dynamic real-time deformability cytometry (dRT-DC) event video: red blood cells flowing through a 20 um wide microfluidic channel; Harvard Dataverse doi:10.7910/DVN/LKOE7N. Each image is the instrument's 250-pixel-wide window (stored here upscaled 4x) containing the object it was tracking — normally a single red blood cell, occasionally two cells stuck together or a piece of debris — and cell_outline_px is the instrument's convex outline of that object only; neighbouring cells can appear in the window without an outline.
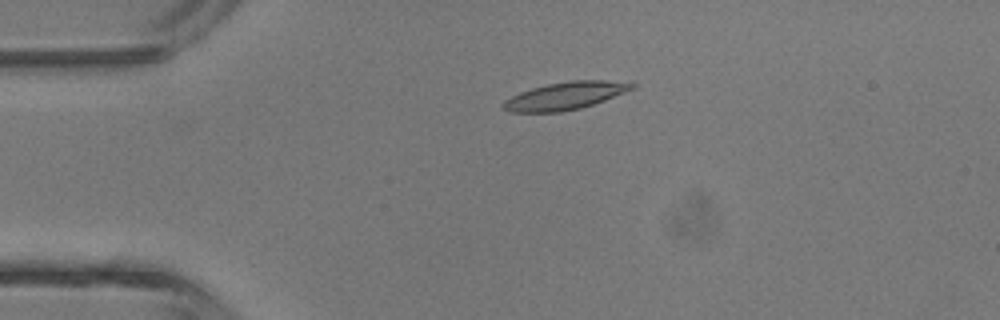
{"species": "common noctule bat (a hibernating species)", "species_latin": "Nyctalus noctula", "temperature_condition": "room temperature", "stored_images_in_passage": 3, "camera_frame_rate_fps": 3000, "um_per_image_px": 0.085, "animal": {"sex": "male", "body_mass_g": 13.3}, "frame": {"image": 1, "passage_image": 3, "time_ms": 2.333, "image_size_px": [1000, 320], "cell_outline_px": [[636, 88], [604, 100], [580, 108], [560, 112], [512, 112], [504, 108], [500, 104], [504, 100], [520, 92], [532, 88], [548, 84], [568, 80], [604, 80], [636, 84]], "centroid_in_image_um": [48.02, 8.14], "position_along_channel_um": 37.0, "area_um2": 20.52}}